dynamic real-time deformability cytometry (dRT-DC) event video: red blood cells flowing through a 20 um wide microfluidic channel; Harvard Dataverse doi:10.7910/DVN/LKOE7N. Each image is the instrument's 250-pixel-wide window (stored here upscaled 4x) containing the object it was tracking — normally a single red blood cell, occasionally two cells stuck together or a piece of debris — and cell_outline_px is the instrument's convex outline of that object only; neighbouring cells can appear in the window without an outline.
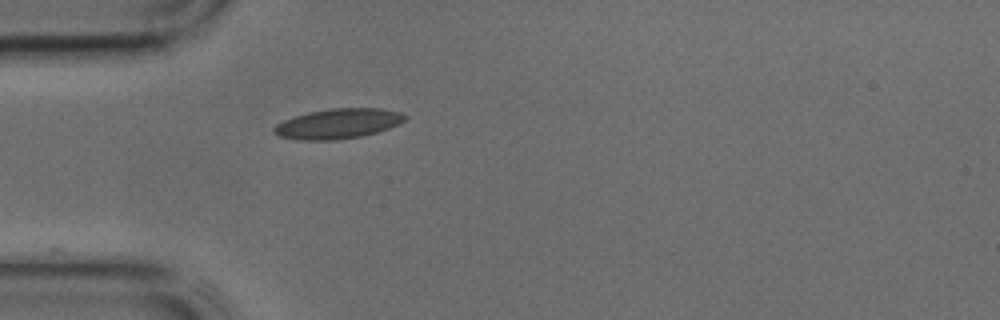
{"species": "common noctule bat (a hibernating species)", "species_latin": "Nyctalus noctula", "temperature_condition": "cold", "stored_images_in_passage": 10, "camera_frame_rate_fps": 3000, "um_per_image_px": 0.085, "animal": {"sex": "male", "body_mass_g": 17.9, "forearm_length_mm": 54.2}, "frame": {"image": 1, "passage_image": 1, "time_ms": 0.0, "image_size_px": [1000, 320], "cell_outline_px": [[408, 116], [400, 124], [376, 132], [360, 136], [336, 140], [300, 140], [280, 136], [272, 132], [272, 128], [276, 124], [284, 120], [308, 112], [332, 108], [380, 108], [400, 112]], "centroid_in_image_um": [28.73, 10.51], "position_along_channel_um": 56.3, "area_um2": 22.83}}